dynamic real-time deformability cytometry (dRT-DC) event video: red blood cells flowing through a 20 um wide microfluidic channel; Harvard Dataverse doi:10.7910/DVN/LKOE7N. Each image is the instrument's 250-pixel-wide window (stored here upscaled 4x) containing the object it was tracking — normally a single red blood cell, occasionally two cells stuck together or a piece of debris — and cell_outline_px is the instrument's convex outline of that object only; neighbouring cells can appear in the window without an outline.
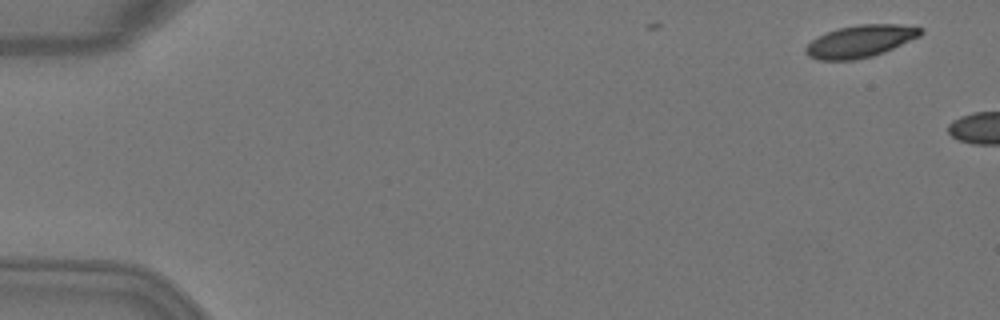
{"species": "Egyptian fruit bat (a non-hibernating species)", "species_latin": "Rousettus aegyptiacus", "temperature_condition": "warm", "stored_images_in_passage": 4, "camera_frame_rate_fps": 3000, "um_per_image_px": 0.085, "animal": {"sex": "female"}, "frame": {"image": 1, "passage_image": 1, "time_ms": 0.0, "image_size_px": [1000, 320], "cell_outline_px": [[924, 32], [920, 36], [884, 52], [872, 56], [856, 60], [816, 60], [808, 56], [804, 52], [804, 48], [812, 40], [828, 32], [840, 28], [860, 24], [900, 24], [924, 28]], "centroid_in_image_um": [73.14, 3.51], "position_along_channel_um": 11.9, "area_um2": 21.56}}